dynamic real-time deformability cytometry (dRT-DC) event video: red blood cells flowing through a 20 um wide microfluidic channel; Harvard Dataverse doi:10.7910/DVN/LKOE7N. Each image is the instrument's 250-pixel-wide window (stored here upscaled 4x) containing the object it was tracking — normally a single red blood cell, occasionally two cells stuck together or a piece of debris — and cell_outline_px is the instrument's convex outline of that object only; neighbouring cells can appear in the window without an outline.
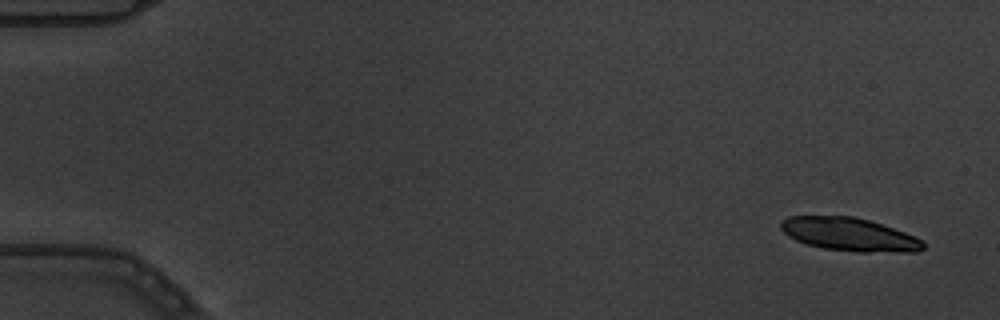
{"species": "common noctule bat (a hibernating species)", "species_latin": "Nyctalus noctula", "temperature_condition": "warm", "stored_images_in_passage": 5, "camera_frame_rate_fps": 3000, "um_per_image_px": 0.085, "animal": {"sex": "male", "body_mass_g": 19.5, "forearm_length_mm": 54.6}, "frame": {"image": 1, "passage_image": 1, "time_ms": 0.0, "image_size_px": [1000, 320], "cell_outline_px": [[924, 248], [916, 252], [860, 252], [824, 248], [808, 244], [796, 240], [788, 236], [780, 228], [780, 220], [788, 216], [852, 216], [868, 220], [904, 232], [920, 240], [924, 244]], "centroid_in_image_um": [72.15, 19.92], "position_along_channel_um": 12.9, "area_um2": 27.28}}